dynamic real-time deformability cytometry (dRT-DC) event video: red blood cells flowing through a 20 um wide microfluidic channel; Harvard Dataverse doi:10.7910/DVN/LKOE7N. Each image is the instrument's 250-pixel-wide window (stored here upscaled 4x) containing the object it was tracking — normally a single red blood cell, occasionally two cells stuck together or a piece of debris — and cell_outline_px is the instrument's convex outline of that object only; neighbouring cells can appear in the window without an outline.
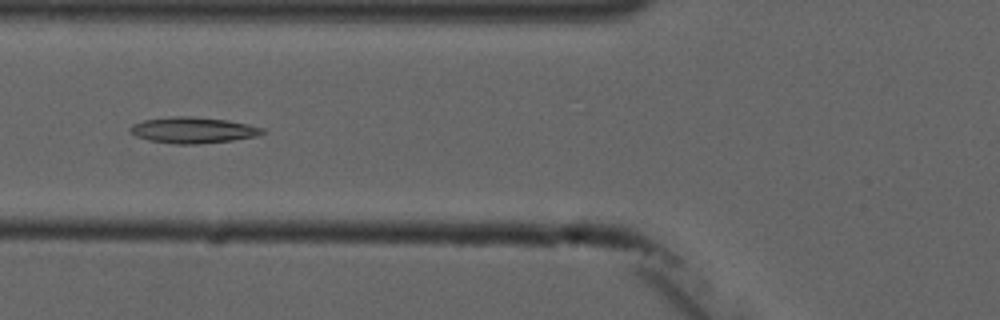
{"species": "common noctule bat (a hibernating species)", "species_latin": "Nyctalus noctula", "temperature_condition": "cold", "stored_images_in_passage": 7, "camera_frame_rate_fps": 3000, "um_per_image_px": 0.085, "animal": {"sex": "male", "forearm_length_mm": 52.5}, "frame": {"image": 1, "passage_image": 5, "time_ms": 5.0, "image_size_px": [1000, 320], "cell_outline_px": [[268, 132], [256, 136], [232, 140], [196, 144], [176, 144], [148, 140], [136, 136], [128, 128], [132, 124], [144, 120], [176, 116], [188, 116], [228, 120], [248, 124], [264, 128]], "centroid_in_image_um": [16.43, 11.06], "position_along_channel_um": 109.4, "area_um2": 20.0}}
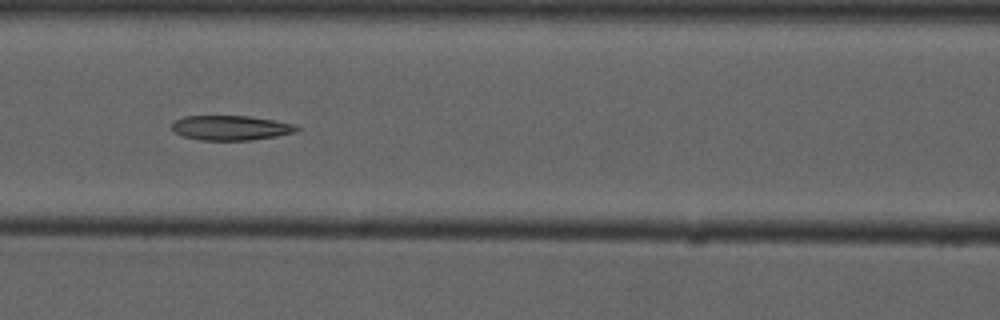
{"frame": {"image": 2, "passage_image": 6, "time_ms": 6.0, "image_size_px": [1000, 320], "cell_outline_px": [[300, 128], [296, 132], [276, 136], [252, 140], [200, 140], [184, 136], [176, 132], [172, 128], [172, 124], [176, 120], [184, 116], [248, 116], [296, 124]], "centroid_in_image_um": [19.65, 10.86], "position_along_channel_um": 147.0, "area_um2": 17.86}}
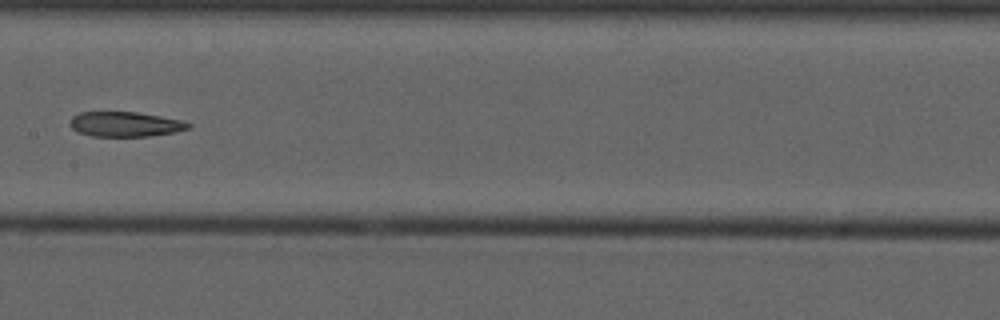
{"frame": {"image": 3, "passage_image": 7, "time_ms": 7.333, "image_size_px": [1000, 320], "cell_outline_px": [[192, 128], [176, 132], [148, 136], [92, 136], [76, 132], [72, 128], [72, 116], [80, 112], [136, 112], [160, 116], [180, 120], [192, 124]], "centroid_in_image_um": [10.67, 10.56], "position_along_channel_um": 196.7, "area_um2": 17.11}}